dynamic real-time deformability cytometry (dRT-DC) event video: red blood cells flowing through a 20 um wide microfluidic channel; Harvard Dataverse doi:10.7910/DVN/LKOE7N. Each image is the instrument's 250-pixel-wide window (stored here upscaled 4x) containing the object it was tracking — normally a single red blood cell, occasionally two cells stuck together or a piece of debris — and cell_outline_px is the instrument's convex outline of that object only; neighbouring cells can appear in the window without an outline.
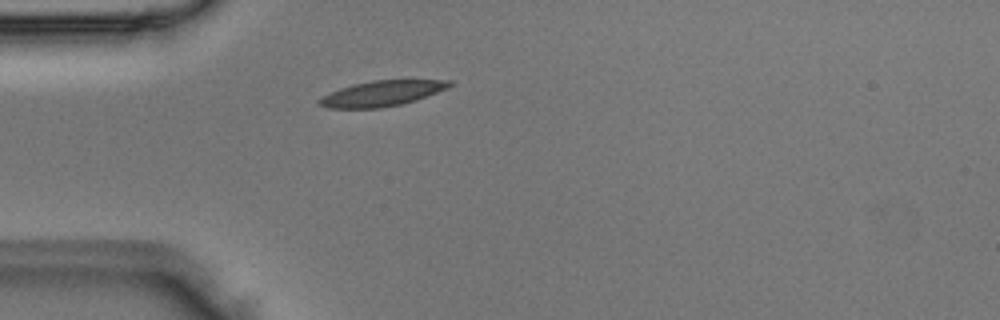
{"species": "Egyptian fruit bat (a non-hibernating species)", "species_latin": "Rousettus aegyptiacus", "temperature_condition": "room temperature", "stored_images_in_passage": 3, "camera_frame_rate_fps": 3000, "um_per_image_px": 0.085, "animal": {"sex": "male"}, "frame": {"image": 1, "passage_image": 3, "time_ms": 0.667, "image_size_px": [1000, 320], "cell_outline_px": [[452, 84], [448, 88], [416, 100], [400, 104], [380, 108], [328, 108], [320, 104], [316, 100], [340, 88], [352, 84], [372, 80], [452, 80]], "centroid_in_image_um": [32.47, 7.93], "position_along_channel_um": 52.5, "area_um2": 19.13}}